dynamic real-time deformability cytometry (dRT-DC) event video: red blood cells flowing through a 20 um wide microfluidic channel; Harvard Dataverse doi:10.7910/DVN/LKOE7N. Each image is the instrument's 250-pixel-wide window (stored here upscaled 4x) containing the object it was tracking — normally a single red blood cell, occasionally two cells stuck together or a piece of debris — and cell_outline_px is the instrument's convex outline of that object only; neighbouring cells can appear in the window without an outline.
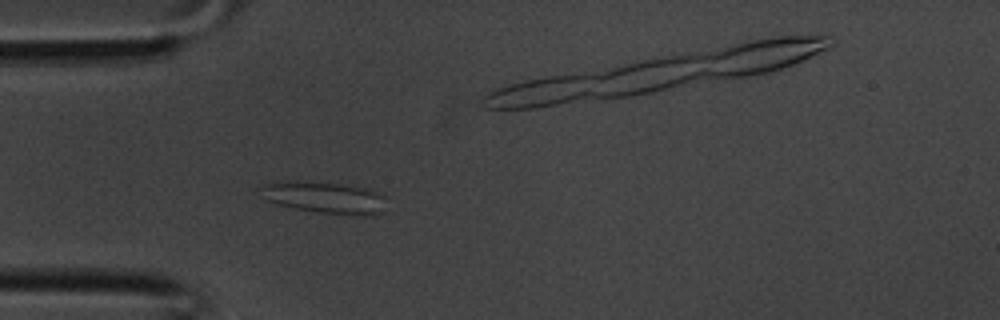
{"species": "common noctule bat (a hibernating species)", "species_latin": "Nyctalus noctula", "temperature_condition": "room temperature", "stored_images_in_passage": 36, "camera_frame_rate_fps": 3000, "um_per_image_px": 0.085, "animal": {"sex": "male", "body_mass_g": 20.1, "forearm_length_mm": 53.5}, "frame": {"image": 1, "passage_image": 8, "time_ms": 2.333, "image_size_px": [1000, 320], "cell_outline_px": [[384, 212], [376, 216], [360, 216], [320, 212], [296, 208], [280, 204], [268, 200], [260, 188], [264, 184], [276, 180], [340, 184], [368, 188], [384, 196]], "centroid_in_image_um": [27.67, 16.8], "position_along_channel_um": 57.3, "area_um2": 23.0}}
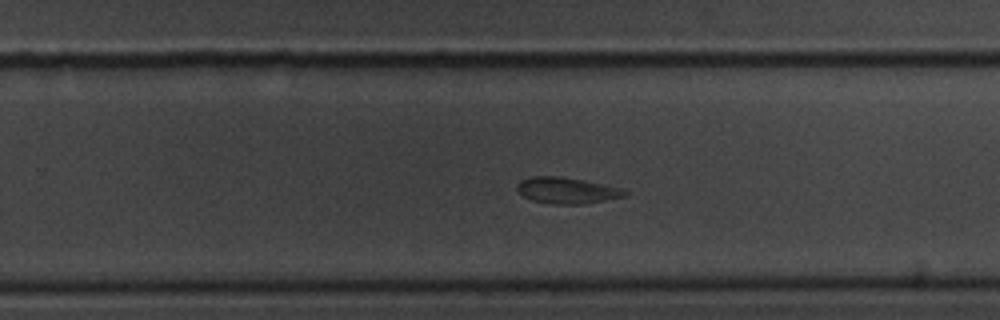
{"frame": {"image": 2, "passage_image": 21, "time_ms": 6.667, "image_size_px": [1000, 320], "cell_outline_px": [[628, 192], [624, 196], [584, 204], [552, 204], [532, 200], [524, 196], [516, 188], [516, 184], [520, 180], [528, 176], [564, 176], [584, 180], [620, 188]], "centroid_in_image_um": [48.12, 16.17], "position_along_channel_um": 281.7, "area_um2": 16.42}}
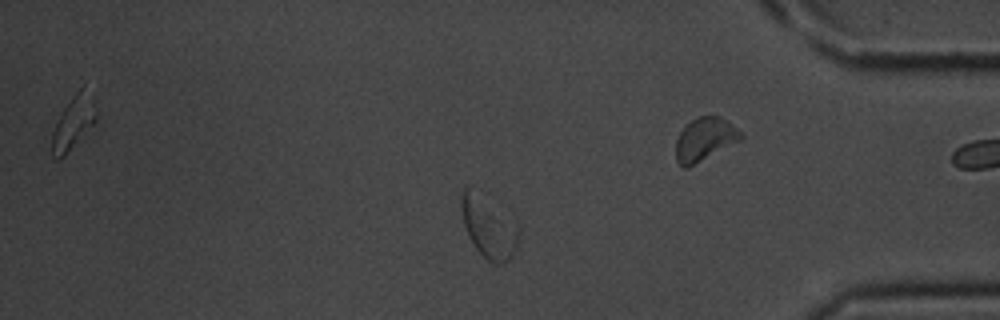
{"frame": {"image": 3, "passage_image": 29, "time_ms": 9.333, "image_size_px": [1000, 320], "cell_outline_px": [[520, 228], [516, 248], [512, 256], [504, 264], [496, 264], [488, 260], [476, 248], [468, 236], [464, 224], [460, 204], [464, 188], [468, 188], [500, 200], [516, 216]], "centroid_in_image_um": [41.64, 19.19], "position_along_channel_um": 393.6, "area_um2": 22.02}}